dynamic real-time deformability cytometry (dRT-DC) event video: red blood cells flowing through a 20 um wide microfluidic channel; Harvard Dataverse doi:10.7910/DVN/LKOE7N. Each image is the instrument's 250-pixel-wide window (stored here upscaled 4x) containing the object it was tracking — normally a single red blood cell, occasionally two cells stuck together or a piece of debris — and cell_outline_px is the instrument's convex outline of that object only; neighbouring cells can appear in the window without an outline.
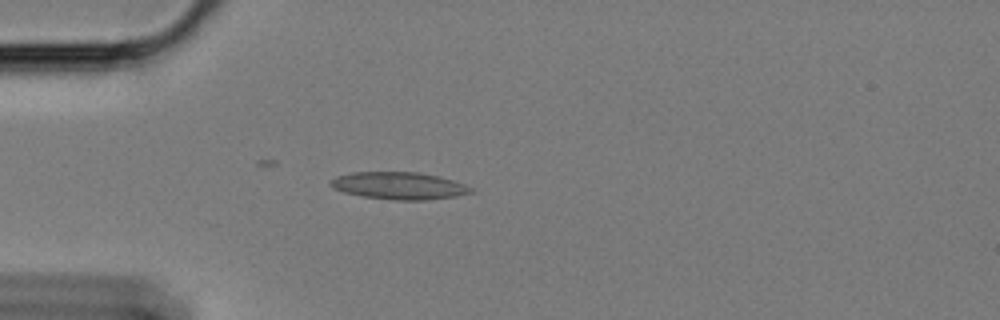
{"species": "Egyptian fruit bat (a non-hibernating species)", "species_latin": "Rousettus aegyptiacus", "temperature_condition": "cold", "stored_images_in_passage": 5, "camera_frame_rate_fps": 3000, "um_per_image_px": 0.085, "animal": {"sex": "female"}, "frame": {"image": 1, "passage_image": 1, "time_ms": 0.0, "image_size_px": [1000, 320], "cell_outline_px": [[472, 192], [456, 196], [428, 200], [392, 200], [360, 196], [344, 192], [332, 188], [328, 184], [336, 176], [352, 172], [416, 172], [440, 176], [464, 184], [472, 188]], "centroid_in_image_um": [33.89, 15.79], "position_along_channel_um": 51.1, "area_um2": 22.37}}